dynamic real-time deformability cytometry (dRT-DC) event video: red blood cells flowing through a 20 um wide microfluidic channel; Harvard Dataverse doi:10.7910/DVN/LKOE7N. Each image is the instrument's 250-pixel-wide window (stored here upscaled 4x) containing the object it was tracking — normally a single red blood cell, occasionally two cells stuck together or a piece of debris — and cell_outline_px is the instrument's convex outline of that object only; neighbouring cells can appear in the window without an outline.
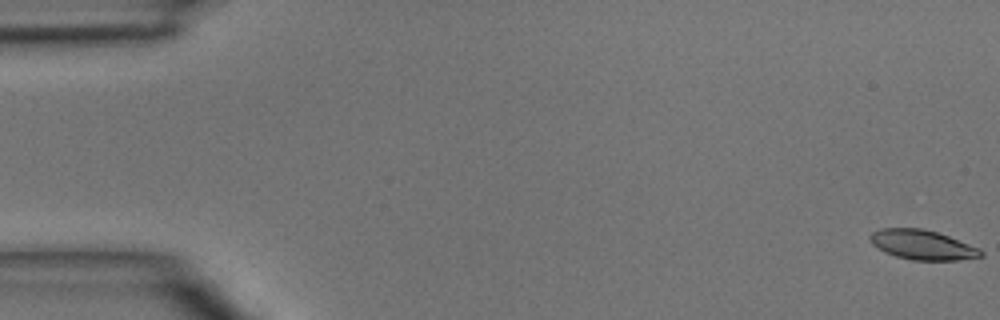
{"species": "common noctule bat (a hibernating species)", "species_latin": "Nyctalus noctula", "temperature_condition": "room temperature", "stored_images_in_passage": 46, "camera_frame_rate_fps": 3000, "um_per_image_px": 0.085, "animal": {"sex": "male", "body_mass_g": 15.6}, "frame": {"image": 1, "passage_image": 1, "time_ms": 0.0, "image_size_px": [1000, 320], "cell_outline_px": [[984, 256], [956, 260], [912, 260], [896, 256], [884, 252], [872, 244], [868, 236], [872, 232], [880, 228], [924, 228], [948, 236], [980, 248], [984, 252]], "centroid_in_image_um": [78.39, 20.8], "position_along_channel_um": 6.6, "area_um2": 19.19}}
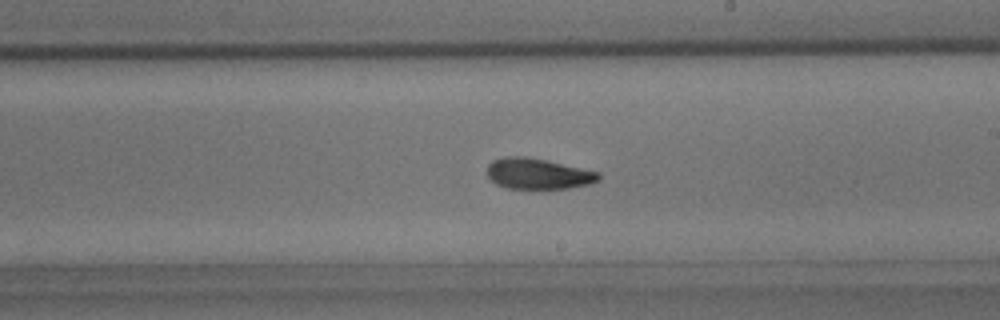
{"frame": {"image": 2, "passage_image": 28, "time_ms": 9.0, "image_size_px": [1000, 320], "cell_outline_px": [[600, 180], [588, 184], [568, 188], [508, 188], [496, 184], [488, 176], [488, 164], [492, 160], [504, 156], [528, 156], [548, 160], [600, 172]], "centroid_in_image_um": [45.74, 14.74], "position_along_channel_um": 243.3, "area_um2": 20.06}}
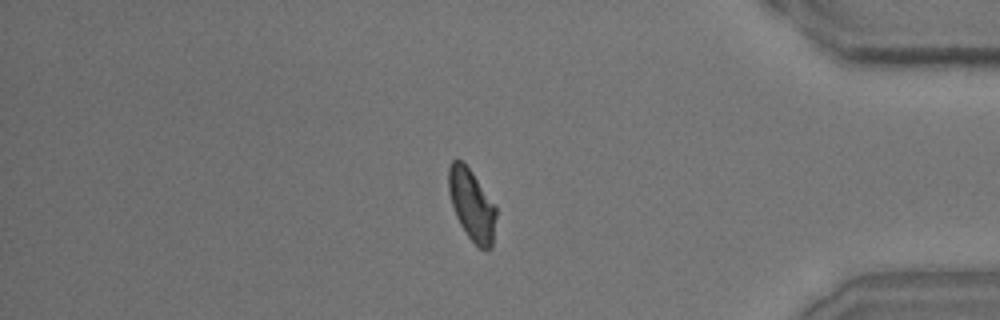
{"frame": {"image": 3, "passage_image": 41, "time_ms": 13.333, "image_size_px": [1000, 320], "cell_outline_px": [[496, 216], [492, 248], [480, 248], [468, 236], [460, 224], [456, 216], [448, 192], [448, 168], [452, 160], [460, 160], [472, 172], [496, 208]], "centroid_in_image_um": [40.08, 17.41], "position_along_channel_um": 395.1, "area_um2": 19.31}}